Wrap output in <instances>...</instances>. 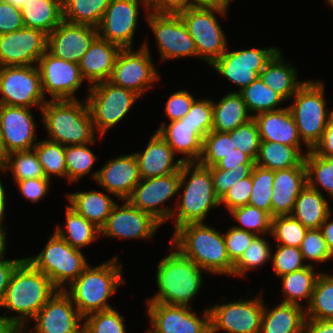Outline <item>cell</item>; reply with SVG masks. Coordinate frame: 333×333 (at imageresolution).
<instances>
[{
    "label": "cell",
    "instance_id": "003e7915",
    "mask_svg": "<svg viewBox=\"0 0 333 333\" xmlns=\"http://www.w3.org/2000/svg\"><path fill=\"white\" fill-rule=\"evenodd\" d=\"M4 255L0 256V304L3 301L11 276L16 267L25 259H4Z\"/></svg>",
    "mask_w": 333,
    "mask_h": 333
},
{
    "label": "cell",
    "instance_id": "d6986e66",
    "mask_svg": "<svg viewBox=\"0 0 333 333\" xmlns=\"http://www.w3.org/2000/svg\"><path fill=\"white\" fill-rule=\"evenodd\" d=\"M149 12L147 0H110L101 23L97 27L100 38L120 46L133 48V39L138 24L139 5Z\"/></svg>",
    "mask_w": 333,
    "mask_h": 333
},
{
    "label": "cell",
    "instance_id": "680465c9",
    "mask_svg": "<svg viewBox=\"0 0 333 333\" xmlns=\"http://www.w3.org/2000/svg\"><path fill=\"white\" fill-rule=\"evenodd\" d=\"M185 121L207 135L212 130L213 101L210 99L194 100L190 111L185 116Z\"/></svg>",
    "mask_w": 333,
    "mask_h": 333
},
{
    "label": "cell",
    "instance_id": "4316f807",
    "mask_svg": "<svg viewBox=\"0 0 333 333\" xmlns=\"http://www.w3.org/2000/svg\"><path fill=\"white\" fill-rule=\"evenodd\" d=\"M141 179L165 176L181 171L183 161L175 162V152L155 131L144 151L135 152Z\"/></svg>",
    "mask_w": 333,
    "mask_h": 333
},
{
    "label": "cell",
    "instance_id": "836d02e7",
    "mask_svg": "<svg viewBox=\"0 0 333 333\" xmlns=\"http://www.w3.org/2000/svg\"><path fill=\"white\" fill-rule=\"evenodd\" d=\"M253 119L237 91H229L218 103L213 101L212 131L230 132Z\"/></svg>",
    "mask_w": 333,
    "mask_h": 333
},
{
    "label": "cell",
    "instance_id": "2e32d148",
    "mask_svg": "<svg viewBox=\"0 0 333 333\" xmlns=\"http://www.w3.org/2000/svg\"><path fill=\"white\" fill-rule=\"evenodd\" d=\"M180 171L165 176L140 179L127 199L133 206L150 214L161 225L170 220L174 209L161 204L179 194Z\"/></svg>",
    "mask_w": 333,
    "mask_h": 333
},
{
    "label": "cell",
    "instance_id": "7dc6e473",
    "mask_svg": "<svg viewBox=\"0 0 333 333\" xmlns=\"http://www.w3.org/2000/svg\"><path fill=\"white\" fill-rule=\"evenodd\" d=\"M271 244L267 239L256 235L249 247L244 251L240 259L233 265L232 276H246L249 270H255L266 262L271 261Z\"/></svg>",
    "mask_w": 333,
    "mask_h": 333
},
{
    "label": "cell",
    "instance_id": "8d00e7d4",
    "mask_svg": "<svg viewBox=\"0 0 333 333\" xmlns=\"http://www.w3.org/2000/svg\"><path fill=\"white\" fill-rule=\"evenodd\" d=\"M301 146L285 145L278 142L261 141L255 165L271 170L289 169L299 166L305 158Z\"/></svg>",
    "mask_w": 333,
    "mask_h": 333
},
{
    "label": "cell",
    "instance_id": "979ff035",
    "mask_svg": "<svg viewBox=\"0 0 333 333\" xmlns=\"http://www.w3.org/2000/svg\"><path fill=\"white\" fill-rule=\"evenodd\" d=\"M4 1L9 2L13 6H15L16 8L20 9L27 0H4Z\"/></svg>",
    "mask_w": 333,
    "mask_h": 333
},
{
    "label": "cell",
    "instance_id": "7bdbcfd3",
    "mask_svg": "<svg viewBox=\"0 0 333 333\" xmlns=\"http://www.w3.org/2000/svg\"><path fill=\"white\" fill-rule=\"evenodd\" d=\"M304 162L307 185L319 192L321 187L333 198V157L319 156L311 149L306 153Z\"/></svg>",
    "mask_w": 333,
    "mask_h": 333
},
{
    "label": "cell",
    "instance_id": "7402d4cb",
    "mask_svg": "<svg viewBox=\"0 0 333 333\" xmlns=\"http://www.w3.org/2000/svg\"><path fill=\"white\" fill-rule=\"evenodd\" d=\"M113 207L100 235L120 239H150L160 226L150 214L133 206L128 200Z\"/></svg>",
    "mask_w": 333,
    "mask_h": 333
},
{
    "label": "cell",
    "instance_id": "e7e4bbea",
    "mask_svg": "<svg viewBox=\"0 0 333 333\" xmlns=\"http://www.w3.org/2000/svg\"><path fill=\"white\" fill-rule=\"evenodd\" d=\"M50 179L48 178H38V179H26L22 181L15 182L17 188L22 196H24L27 201L36 203L42 200L44 196L49 191Z\"/></svg>",
    "mask_w": 333,
    "mask_h": 333
},
{
    "label": "cell",
    "instance_id": "11a10c76",
    "mask_svg": "<svg viewBox=\"0 0 333 333\" xmlns=\"http://www.w3.org/2000/svg\"><path fill=\"white\" fill-rule=\"evenodd\" d=\"M227 133L230 135L235 148L247 154L253 161L256 160L261 139L254 119Z\"/></svg>",
    "mask_w": 333,
    "mask_h": 333
},
{
    "label": "cell",
    "instance_id": "ab89813d",
    "mask_svg": "<svg viewBox=\"0 0 333 333\" xmlns=\"http://www.w3.org/2000/svg\"><path fill=\"white\" fill-rule=\"evenodd\" d=\"M110 0H62L63 20L98 27Z\"/></svg>",
    "mask_w": 333,
    "mask_h": 333
},
{
    "label": "cell",
    "instance_id": "6da1fadb",
    "mask_svg": "<svg viewBox=\"0 0 333 333\" xmlns=\"http://www.w3.org/2000/svg\"><path fill=\"white\" fill-rule=\"evenodd\" d=\"M57 290L51 280L25 258L14 270L0 304L1 308H6L5 320L11 327H27L28 320L33 319ZM7 311L17 312L18 316H6Z\"/></svg>",
    "mask_w": 333,
    "mask_h": 333
},
{
    "label": "cell",
    "instance_id": "603a6c76",
    "mask_svg": "<svg viewBox=\"0 0 333 333\" xmlns=\"http://www.w3.org/2000/svg\"><path fill=\"white\" fill-rule=\"evenodd\" d=\"M98 36L97 27L63 20L47 35V50L60 59L78 63Z\"/></svg>",
    "mask_w": 333,
    "mask_h": 333
},
{
    "label": "cell",
    "instance_id": "52a82bcc",
    "mask_svg": "<svg viewBox=\"0 0 333 333\" xmlns=\"http://www.w3.org/2000/svg\"><path fill=\"white\" fill-rule=\"evenodd\" d=\"M325 86L320 80L305 81L292 96L294 102L289 109L294 117L300 139L311 150L321 140L330 121L324 96Z\"/></svg>",
    "mask_w": 333,
    "mask_h": 333
},
{
    "label": "cell",
    "instance_id": "cb8c5ba5",
    "mask_svg": "<svg viewBox=\"0 0 333 333\" xmlns=\"http://www.w3.org/2000/svg\"><path fill=\"white\" fill-rule=\"evenodd\" d=\"M37 123L30 108L0 105V129L8 154L32 150Z\"/></svg>",
    "mask_w": 333,
    "mask_h": 333
},
{
    "label": "cell",
    "instance_id": "09005b40",
    "mask_svg": "<svg viewBox=\"0 0 333 333\" xmlns=\"http://www.w3.org/2000/svg\"><path fill=\"white\" fill-rule=\"evenodd\" d=\"M28 333V330L26 327H10L8 331L5 333Z\"/></svg>",
    "mask_w": 333,
    "mask_h": 333
},
{
    "label": "cell",
    "instance_id": "d590c367",
    "mask_svg": "<svg viewBox=\"0 0 333 333\" xmlns=\"http://www.w3.org/2000/svg\"><path fill=\"white\" fill-rule=\"evenodd\" d=\"M330 214L332 210L323 193L306 185L297 197L291 215L307 229H316Z\"/></svg>",
    "mask_w": 333,
    "mask_h": 333
},
{
    "label": "cell",
    "instance_id": "bcb514c9",
    "mask_svg": "<svg viewBox=\"0 0 333 333\" xmlns=\"http://www.w3.org/2000/svg\"><path fill=\"white\" fill-rule=\"evenodd\" d=\"M88 144H75L65 146V162L67 167V179L69 183L89 174L94 166L96 156Z\"/></svg>",
    "mask_w": 333,
    "mask_h": 333
},
{
    "label": "cell",
    "instance_id": "f907efd6",
    "mask_svg": "<svg viewBox=\"0 0 333 333\" xmlns=\"http://www.w3.org/2000/svg\"><path fill=\"white\" fill-rule=\"evenodd\" d=\"M307 228L292 215L272 217L271 236L279 243L276 245L300 248Z\"/></svg>",
    "mask_w": 333,
    "mask_h": 333
},
{
    "label": "cell",
    "instance_id": "34e18365",
    "mask_svg": "<svg viewBox=\"0 0 333 333\" xmlns=\"http://www.w3.org/2000/svg\"><path fill=\"white\" fill-rule=\"evenodd\" d=\"M6 194L2 181L0 180V222L3 223L5 218V208H6Z\"/></svg>",
    "mask_w": 333,
    "mask_h": 333
},
{
    "label": "cell",
    "instance_id": "8992f818",
    "mask_svg": "<svg viewBox=\"0 0 333 333\" xmlns=\"http://www.w3.org/2000/svg\"><path fill=\"white\" fill-rule=\"evenodd\" d=\"M85 103L78 99L47 100L41 108L42 123L50 141L64 146L95 143L92 117Z\"/></svg>",
    "mask_w": 333,
    "mask_h": 333
},
{
    "label": "cell",
    "instance_id": "8c879c8a",
    "mask_svg": "<svg viewBox=\"0 0 333 333\" xmlns=\"http://www.w3.org/2000/svg\"><path fill=\"white\" fill-rule=\"evenodd\" d=\"M319 229L329 249L333 252V219H331V214L325 219Z\"/></svg>",
    "mask_w": 333,
    "mask_h": 333
},
{
    "label": "cell",
    "instance_id": "7c38bea8",
    "mask_svg": "<svg viewBox=\"0 0 333 333\" xmlns=\"http://www.w3.org/2000/svg\"><path fill=\"white\" fill-rule=\"evenodd\" d=\"M159 79L160 74L155 69L146 41L138 51L125 48L119 52L109 81L144 97L143 94Z\"/></svg>",
    "mask_w": 333,
    "mask_h": 333
},
{
    "label": "cell",
    "instance_id": "277c9868",
    "mask_svg": "<svg viewBox=\"0 0 333 333\" xmlns=\"http://www.w3.org/2000/svg\"><path fill=\"white\" fill-rule=\"evenodd\" d=\"M117 263L118 257L114 256L96 267L88 265L79 277L64 289L83 317L112 309L108 303L109 298L114 295L117 287L125 284L122 263Z\"/></svg>",
    "mask_w": 333,
    "mask_h": 333
},
{
    "label": "cell",
    "instance_id": "3957f363",
    "mask_svg": "<svg viewBox=\"0 0 333 333\" xmlns=\"http://www.w3.org/2000/svg\"><path fill=\"white\" fill-rule=\"evenodd\" d=\"M172 252L164 257L156 270L158 293L146 303H163L166 305L191 306L201 290L203 269L184 256L171 244Z\"/></svg>",
    "mask_w": 333,
    "mask_h": 333
},
{
    "label": "cell",
    "instance_id": "f35d334b",
    "mask_svg": "<svg viewBox=\"0 0 333 333\" xmlns=\"http://www.w3.org/2000/svg\"><path fill=\"white\" fill-rule=\"evenodd\" d=\"M65 216V228L57 226L54 231L73 248L81 250L100 236V229L70 206H67Z\"/></svg>",
    "mask_w": 333,
    "mask_h": 333
},
{
    "label": "cell",
    "instance_id": "ee69618b",
    "mask_svg": "<svg viewBox=\"0 0 333 333\" xmlns=\"http://www.w3.org/2000/svg\"><path fill=\"white\" fill-rule=\"evenodd\" d=\"M33 150L37 154L46 178L51 180L52 175L67 178L64 145L47 138L38 141Z\"/></svg>",
    "mask_w": 333,
    "mask_h": 333
},
{
    "label": "cell",
    "instance_id": "a7ac6f4b",
    "mask_svg": "<svg viewBox=\"0 0 333 333\" xmlns=\"http://www.w3.org/2000/svg\"><path fill=\"white\" fill-rule=\"evenodd\" d=\"M241 164H255V161H253L247 154L242 152L240 149L235 148L233 152L223 157L214 166L218 169L227 170L238 167V165Z\"/></svg>",
    "mask_w": 333,
    "mask_h": 333
},
{
    "label": "cell",
    "instance_id": "91938a15",
    "mask_svg": "<svg viewBox=\"0 0 333 333\" xmlns=\"http://www.w3.org/2000/svg\"><path fill=\"white\" fill-rule=\"evenodd\" d=\"M223 235L228 256L233 264L240 259L256 236L235 226L229 228Z\"/></svg>",
    "mask_w": 333,
    "mask_h": 333
},
{
    "label": "cell",
    "instance_id": "9c48e42d",
    "mask_svg": "<svg viewBox=\"0 0 333 333\" xmlns=\"http://www.w3.org/2000/svg\"><path fill=\"white\" fill-rule=\"evenodd\" d=\"M85 97L95 131L102 138L109 129L128 114L140 96L134 91L113 85L110 81L98 82L88 88Z\"/></svg>",
    "mask_w": 333,
    "mask_h": 333
},
{
    "label": "cell",
    "instance_id": "89a4df30",
    "mask_svg": "<svg viewBox=\"0 0 333 333\" xmlns=\"http://www.w3.org/2000/svg\"><path fill=\"white\" fill-rule=\"evenodd\" d=\"M317 155L333 157V126L328 123L321 140L312 149Z\"/></svg>",
    "mask_w": 333,
    "mask_h": 333
},
{
    "label": "cell",
    "instance_id": "74e56055",
    "mask_svg": "<svg viewBox=\"0 0 333 333\" xmlns=\"http://www.w3.org/2000/svg\"><path fill=\"white\" fill-rule=\"evenodd\" d=\"M314 270L313 265H307L300 270L279 277L282 281V294L285 295L283 303L304 307L301 301L306 299L309 305L315 283L320 275Z\"/></svg>",
    "mask_w": 333,
    "mask_h": 333
},
{
    "label": "cell",
    "instance_id": "83f0119b",
    "mask_svg": "<svg viewBox=\"0 0 333 333\" xmlns=\"http://www.w3.org/2000/svg\"><path fill=\"white\" fill-rule=\"evenodd\" d=\"M171 147L175 154L184 155L181 160L184 163L199 162L203 152V140L205 134L200 128H195L185 121H170L162 125L156 131Z\"/></svg>",
    "mask_w": 333,
    "mask_h": 333
},
{
    "label": "cell",
    "instance_id": "60d3db41",
    "mask_svg": "<svg viewBox=\"0 0 333 333\" xmlns=\"http://www.w3.org/2000/svg\"><path fill=\"white\" fill-rule=\"evenodd\" d=\"M239 93L249 113L253 117L262 112L277 111L285 108L281 106L278 107V105L286 100L280 94L265 85L260 78L253 81Z\"/></svg>",
    "mask_w": 333,
    "mask_h": 333
},
{
    "label": "cell",
    "instance_id": "484cf974",
    "mask_svg": "<svg viewBox=\"0 0 333 333\" xmlns=\"http://www.w3.org/2000/svg\"><path fill=\"white\" fill-rule=\"evenodd\" d=\"M307 185L305 162L289 169L275 170L271 196L272 217L291 215L295 201Z\"/></svg>",
    "mask_w": 333,
    "mask_h": 333
},
{
    "label": "cell",
    "instance_id": "be15d7a7",
    "mask_svg": "<svg viewBox=\"0 0 333 333\" xmlns=\"http://www.w3.org/2000/svg\"><path fill=\"white\" fill-rule=\"evenodd\" d=\"M23 27L21 10L4 0L0 2V35L15 32Z\"/></svg>",
    "mask_w": 333,
    "mask_h": 333
},
{
    "label": "cell",
    "instance_id": "67dfc351",
    "mask_svg": "<svg viewBox=\"0 0 333 333\" xmlns=\"http://www.w3.org/2000/svg\"><path fill=\"white\" fill-rule=\"evenodd\" d=\"M326 2L329 4V6H331L332 7V9H333V0H326Z\"/></svg>",
    "mask_w": 333,
    "mask_h": 333
},
{
    "label": "cell",
    "instance_id": "03108f58",
    "mask_svg": "<svg viewBox=\"0 0 333 333\" xmlns=\"http://www.w3.org/2000/svg\"><path fill=\"white\" fill-rule=\"evenodd\" d=\"M149 11L179 14L193 7V0H147Z\"/></svg>",
    "mask_w": 333,
    "mask_h": 333
},
{
    "label": "cell",
    "instance_id": "7a4b0ae2",
    "mask_svg": "<svg viewBox=\"0 0 333 333\" xmlns=\"http://www.w3.org/2000/svg\"><path fill=\"white\" fill-rule=\"evenodd\" d=\"M174 231L171 244L184 256L207 273L232 276L234 264L228 256L222 232L205 222L187 223Z\"/></svg>",
    "mask_w": 333,
    "mask_h": 333
},
{
    "label": "cell",
    "instance_id": "6125c7cd",
    "mask_svg": "<svg viewBox=\"0 0 333 333\" xmlns=\"http://www.w3.org/2000/svg\"><path fill=\"white\" fill-rule=\"evenodd\" d=\"M196 98L187 90H179L171 94L165 105V115L169 121L180 120L190 111Z\"/></svg>",
    "mask_w": 333,
    "mask_h": 333
},
{
    "label": "cell",
    "instance_id": "681fc988",
    "mask_svg": "<svg viewBox=\"0 0 333 333\" xmlns=\"http://www.w3.org/2000/svg\"><path fill=\"white\" fill-rule=\"evenodd\" d=\"M274 170L255 165L252 171V191L249 204L268 212L272 216Z\"/></svg>",
    "mask_w": 333,
    "mask_h": 333
},
{
    "label": "cell",
    "instance_id": "d4e9b609",
    "mask_svg": "<svg viewBox=\"0 0 333 333\" xmlns=\"http://www.w3.org/2000/svg\"><path fill=\"white\" fill-rule=\"evenodd\" d=\"M93 179L107 192L119 200H127L134 187L140 181L139 168L136 156L126 154L106 162L101 169L92 175Z\"/></svg>",
    "mask_w": 333,
    "mask_h": 333
},
{
    "label": "cell",
    "instance_id": "db71d44e",
    "mask_svg": "<svg viewBox=\"0 0 333 333\" xmlns=\"http://www.w3.org/2000/svg\"><path fill=\"white\" fill-rule=\"evenodd\" d=\"M255 164H241L231 169L210 167L216 196L221 200L239 180L251 176Z\"/></svg>",
    "mask_w": 333,
    "mask_h": 333
},
{
    "label": "cell",
    "instance_id": "44dd1931",
    "mask_svg": "<svg viewBox=\"0 0 333 333\" xmlns=\"http://www.w3.org/2000/svg\"><path fill=\"white\" fill-rule=\"evenodd\" d=\"M46 50L47 34L24 26L0 35V67L35 65Z\"/></svg>",
    "mask_w": 333,
    "mask_h": 333
},
{
    "label": "cell",
    "instance_id": "94428289",
    "mask_svg": "<svg viewBox=\"0 0 333 333\" xmlns=\"http://www.w3.org/2000/svg\"><path fill=\"white\" fill-rule=\"evenodd\" d=\"M252 186L251 174V176L239 180L234 186H232L220 200V204L225 205V208H227L229 212L235 208L249 204Z\"/></svg>",
    "mask_w": 333,
    "mask_h": 333
},
{
    "label": "cell",
    "instance_id": "f1b7e54d",
    "mask_svg": "<svg viewBox=\"0 0 333 333\" xmlns=\"http://www.w3.org/2000/svg\"><path fill=\"white\" fill-rule=\"evenodd\" d=\"M122 48L99 36L78 62L82 78L92 86L98 82L109 81L116 58Z\"/></svg>",
    "mask_w": 333,
    "mask_h": 333
},
{
    "label": "cell",
    "instance_id": "4fadbf2b",
    "mask_svg": "<svg viewBox=\"0 0 333 333\" xmlns=\"http://www.w3.org/2000/svg\"><path fill=\"white\" fill-rule=\"evenodd\" d=\"M155 35L161 61L197 56L194 40L179 14L146 12Z\"/></svg>",
    "mask_w": 333,
    "mask_h": 333
},
{
    "label": "cell",
    "instance_id": "f6af8a7d",
    "mask_svg": "<svg viewBox=\"0 0 333 333\" xmlns=\"http://www.w3.org/2000/svg\"><path fill=\"white\" fill-rule=\"evenodd\" d=\"M10 169L15 182L26 179L46 178L35 151H16L8 155L6 165L0 169L6 173Z\"/></svg>",
    "mask_w": 333,
    "mask_h": 333
},
{
    "label": "cell",
    "instance_id": "ba28073f",
    "mask_svg": "<svg viewBox=\"0 0 333 333\" xmlns=\"http://www.w3.org/2000/svg\"><path fill=\"white\" fill-rule=\"evenodd\" d=\"M25 258L43 272L58 290L69 286L89 265L81 250L73 248L55 231L38 255Z\"/></svg>",
    "mask_w": 333,
    "mask_h": 333
},
{
    "label": "cell",
    "instance_id": "8fae6325",
    "mask_svg": "<svg viewBox=\"0 0 333 333\" xmlns=\"http://www.w3.org/2000/svg\"><path fill=\"white\" fill-rule=\"evenodd\" d=\"M0 105L25 108L39 107L47 102L36 65L0 67Z\"/></svg>",
    "mask_w": 333,
    "mask_h": 333
},
{
    "label": "cell",
    "instance_id": "ffe728a7",
    "mask_svg": "<svg viewBox=\"0 0 333 333\" xmlns=\"http://www.w3.org/2000/svg\"><path fill=\"white\" fill-rule=\"evenodd\" d=\"M32 320L29 333H83L84 317L64 290H57Z\"/></svg>",
    "mask_w": 333,
    "mask_h": 333
},
{
    "label": "cell",
    "instance_id": "f546056e",
    "mask_svg": "<svg viewBox=\"0 0 333 333\" xmlns=\"http://www.w3.org/2000/svg\"><path fill=\"white\" fill-rule=\"evenodd\" d=\"M256 121L261 141L278 142L285 145L301 146L294 117L285 107L277 111L262 112L253 117Z\"/></svg>",
    "mask_w": 333,
    "mask_h": 333
},
{
    "label": "cell",
    "instance_id": "9f6ffc18",
    "mask_svg": "<svg viewBox=\"0 0 333 333\" xmlns=\"http://www.w3.org/2000/svg\"><path fill=\"white\" fill-rule=\"evenodd\" d=\"M277 250L271 254L274 273L281 277L285 274L300 270L312 263H305L300 248L276 245Z\"/></svg>",
    "mask_w": 333,
    "mask_h": 333
},
{
    "label": "cell",
    "instance_id": "b9f144b4",
    "mask_svg": "<svg viewBox=\"0 0 333 333\" xmlns=\"http://www.w3.org/2000/svg\"><path fill=\"white\" fill-rule=\"evenodd\" d=\"M305 307L306 318L333 320V275L320 272L311 301Z\"/></svg>",
    "mask_w": 333,
    "mask_h": 333
},
{
    "label": "cell",
    "instance_id": "c3c4849f",
    "mask_svg": "<svg viewBox=\"0 0 333 333\" xmlns=\"http://www.w3.org/2000/svg\"><path fill=\"white\" fill-rule=\"evenodd\" d=\"M230 215L240 223L236 228L251 232L255 235H271L272 216L255 206L247 204L230 211Z\"/></svg>",
    "mask_w": 333,
    "mask_h": 333
},
{
    "label": "cell",
    "instance_id": "e0dca14e",
    "mask_svg": "<svg viewBox=\"0 0 333 333\" xmlns=\"http://www.w3.org/2000/svg\"><path fill=\"white\" fill-rule=\"evenodd\" d=\"M146 309L151 321L147 333H211L209 308L204 309L201 318L192 306L147 303Z\"/></svg>",
    "mask_w": 333,
    "mask_h": 333
},
{
    "label": "cell",
    "instance_id": "1f68e13d",
    "mask_svg": "<svg viewBox=\"0 0 333 333\" xmlns=\"http://www.w3.org/2000/svg\"><path fill=\"white\" fill-rule=\"evenodd\" d=\"M282 54L280 49L259 73V78L265 85L288 100L292 99L291 97L305 81L297 80V68H293L291 62L286 63Z\"/></svg>",
    "mask_w": 333,
    "mask_h": 333
},
{
    "label": "cell",
    "instance_id": "5b68a950",
    "mask_svg": "<svg viewBox=\"0 0 333 333\" xmlns=\"http://www.w3.org/2000/svg\"><path fill=\"white\" fill-rule=\"evenodd\" d=\"M182 190L171 217L175 220V230L187 223L204 222L210 209L221 206L214 191L210 167L199 162L183 163L179 192Z\"/></svg>",
    "mask_w": 333,
    "mask_h": 333
},
{
    "label": "cell",
    "instance_id": "2644e50d",
    "mask_svg": "<svg viewBox=\"0 0 333 333\" xmlns=\"http://www.w3.org/2000/svg\"><path fill=\"white\" fill-rule=\"evenodd\" d=\"M303 333H333V320H318L306 318Z\"/></svg>",
    "mask_w": 333,
    "mask_h": 333
},
{
    "label": "cell",
    "instance_id": "753ad0ef",
    "mask_svg": "<svg viewBox=\"0 0 333 333\" xmlns=\"http://www.w3.org/2000/svg\"><path fill=\"white\" fill-rule=\"evenodd\" d=\"M231 0H193V7L217 8L228 10Z\"/></svg>",
    "mask_w": 333,
    "mask_h": 333
},
{
    "label": "cell",
    "instance_id": "d6a6232c",
    "mask_svg": "<svg viewBox=\"0 0 333 333\" xmlns=\"http://www.w3.org/2000/svg\"><path fill=\"white\" fill-rule=\"evenodd\" d=\"M70 207L101 229L117 204L109 194L99 191L74 192L67 195Z\"/></svg>",
    "mask_w": 333,
    "mask_h": 333
},
{
    "label": "cell",
    "instance_id": "f5cc1de1",
    "mask_svg": "<svg viewBox=\"0 0 333 333\" xmlns=\"http://www.w3.org/2000/svg\"><path fill=\"white\" fill-rule=\"evenodd\" d=\"M83 333H126L125 320L114 308L84 317Z\"/></svg>",
    "mask_w": 333,
    "mask_h": 333
},
{
    "label": "cell",
    "instance_id": "b9fcfbb0",
    "mask_svg": "<svg viewBox=\"0 0 333 333\" xmlns=\"http://www.w3.org/2000/svg\"><path fill=\"white\" fill-rule=\"evenodd\" d=\"M11 326L7 323L4 316L0 315V333H5Z\"/></svg>",
    "mask_w": 333,
    "mask_h": 333
},
{
    "label": "cell",
    "instance_id": "4dcf8cb0",
    "mask_svg": "<svg viewBox=\"0 0 333 333\" xmlns=\"http://www.w3.org/2000/svg\"><path fill=\"white\" fill-rule=\"evenodd\" d=\"M267 308L264 304L260 333H303L305 307L281 302Z\"/></svg>",
    "mask_w": 333,
    "mask_h": 333
},
{
    "label": "cell",
    "instance_id": "9a60e30c",
    "mask_svg": "<svg viewBox=\"0 0 333 333\" xmlns=\"http://www.w3.org/2000/svg\"><path fill=\"white\" fill-rule=\"evenodd\" d=\"M244 299L209 308L211 333H260L264 301L259 295Z\"/></svg>",
    "mask_w": 333,
    "mask_h": 333
},
{
    "label": "cell",
    "instance_id": "6f0895ef",
    "mask_svg": "<svg viewBox=\"0 0 333 333\" xmlns=\"http://www.w3.org/2000/svg\"><path fill=\"white\" fill-rule=\"evenodd\" d=\"M303 259L318 263L333 259V252L329 249L319 228L308 229L300 245Z\"/></svg>",
    "mask_w": 333,
    "mask_h": 333
},
{
    "label": "cell",
    "instance_id": "816d5d0a",
    "mask_svg": "<svg viewBox=\"0 0 333 333\" xmlns=\"http://www.w3.org/2000/svg\"><path fill=\"white\" fill-rule=\"evenodd\" d=\"M234 149V143L227 132L211 130L203 140V152L199 163L206 167H212Z\"/></svg>",
    "mask_w": 333,
    "mask_h": 333
},
{
    "label": "cell",
    "instance_id": "5bb4252c",
    "mask_svg": "<svg viewBox=\"0 0 333 333\" xmlns=\"http://www.w3.org/2000/svg\"><path fill=\"white\" fill-rule=\"evenodd\" d=\"M279 51L277 47L227 50L211 65L221 76L234 83L238 92L259 78V73Z\"/></svg>",
    "mask_w": 333,
    "mask_h": 333
},
{
    "label": "cell",
    "instance_id": "11e5206c",
    "mask_svg": "<svg viewBox=\"0 0 333 333\" xmlns=\"http://www.w3.org/2000/svg\"><path fill=\"white\" fill-rule=\"evenodd\" d=\"M8 155L0 129V169L5 167Z\"/></svg>",
    "mask_w": 333,
    "mask_h": 333
},
{
    "label": "cell",
    "instance_id": "deb4b68c",
    "mask_svg": "<svg viewBox=\"0 0 333 333\" xmlns=\"http://www.w3.org/2000/svg\"><path fill=\"white\" fill-rule=\"evenodd\" d=\"M329 123L333 126V109L331 110V113H330V121Z\"/></svg>",
    "mask_w": 333,
    "mask_h": 333
},
{
    "label": "cell",
    "instance_id": "30bf717a",
    "mask_svg": "<svg viewBox=\"0 0 333 333\" xmlns=\"http://www.w3.org/2000/svg\"><path fill=\"white\" fill-rule=\"evenodd\" d=\"M215 13L226 15V10L192 7L179 13L197 49V58L212 65L226 50L227 37Z\"/></svg>",
    "mask_w": 333,
    "mask_h": 333
},
{
    "label": "cell",
    "instance_id": "ac0fdd59",
    "mask_svg": "<svg viewBox=\"0 0 333 333\" xmlns=\"http://www.w3.org/2000/svg\"><path fill=\"white\" fill-rule=\"evenodd\" d=\"M36 66L45 98L47 92L51 96L50 100L77 99L74 93L84 82L78 63L60 59L46 50Z\"/></svg>",
    "mask_w": 333,
    "mask_h": 333
},
{
    "label": "cell",
    "instance_id": "e575fe53",
    "mask_svg": "<svg viewBox=\"0 0 333 333\" xmlns=\"http://www.w3.org/2000/svg\"><path fill=\"white\" fill-rule=\"evenodd\" d=\"M20 10L25 27L47 35L63 21L62 0H27Z\"/></svg>",
    "mask_w": 333,
    "mask_h": 333
},
{
    "label": "cell",
    "instance_id": "2a66077c",
    "mask_svg": "<svg viewBox=\"0 0 333 333\" xmlns=\"http://www.w3.org/2000/svg\"><path fill=\"white\" fill-rule=\"evenodd\" d=\"M6 228H4V225L2 222H0V256L5 255L6 253Z\"/></svg>",
    "mask_w": 333,
    "mask_h": 333
}]
</instances>
